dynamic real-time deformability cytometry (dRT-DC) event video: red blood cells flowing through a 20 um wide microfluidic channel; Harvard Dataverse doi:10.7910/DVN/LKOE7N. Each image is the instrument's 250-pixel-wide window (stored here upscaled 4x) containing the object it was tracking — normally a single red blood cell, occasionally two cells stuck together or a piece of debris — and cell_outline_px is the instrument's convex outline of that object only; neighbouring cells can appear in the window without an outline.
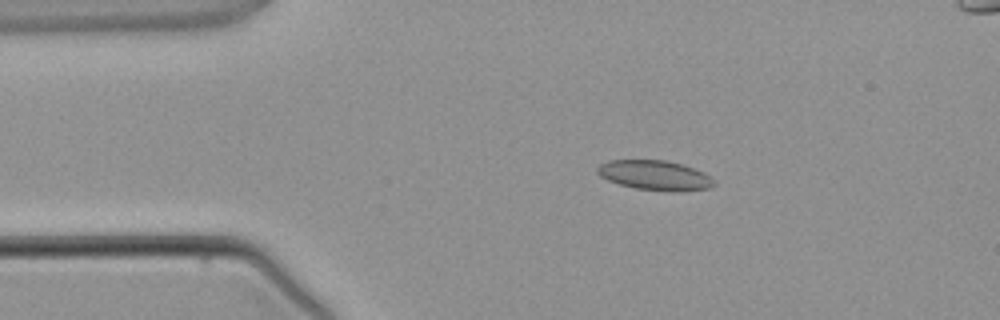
{"species": "common noctule bat (a hibernating species)", "species_latin": "Nyctalus noctula", "temperature_condition": "warm", "stored_images_in_passage": 4, "camera_frame_rate_fps": 3000, "um_per_image_px": 0.085, "animal": {"sex": "male", "body_mass_g": 21.5, "forearm_length_mm": 52.0}, "frame": {"image": 1, "passage_image": 2, "time_ms": 1.0, "image_size_px": [1000, 320], "cell_outline_px": [[716, 184], [712, 188], [676, 192], [636, 188], [620, 184], [608, 180], [600, 176], [596, 172], [596, 168], [600, 164], [608, 160], [668, 160], [704, 172], [712, 176], [716, 180]], "centroid_in_image_um": [55.71, 14.9], "position_along_channel_um": 29.3, "area_um2": 20.4}}